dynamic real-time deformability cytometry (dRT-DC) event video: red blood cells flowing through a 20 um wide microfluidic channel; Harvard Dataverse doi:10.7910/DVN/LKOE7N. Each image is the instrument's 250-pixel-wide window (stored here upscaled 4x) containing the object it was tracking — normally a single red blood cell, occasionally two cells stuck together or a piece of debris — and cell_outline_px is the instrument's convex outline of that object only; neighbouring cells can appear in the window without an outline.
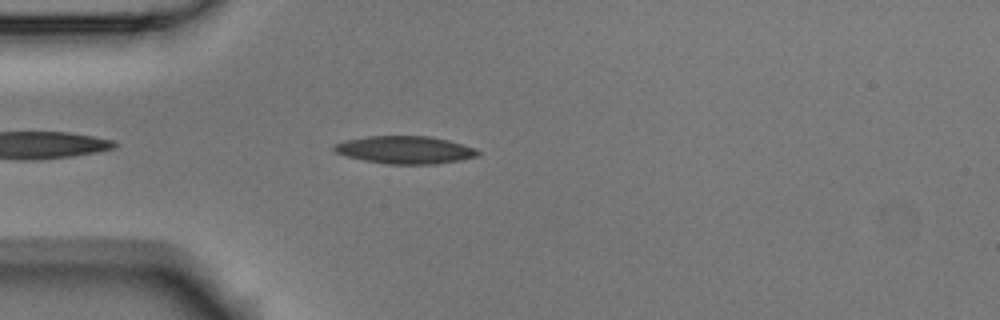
{"species": "Egyptian fruit bat (a non-hibernating species)", "species_latin": "Rousettus aegyptiacus", "temperature_condition": "room temperature", "stored_images_in_passage": 6, "camera_frame_rate_fps": 3000, "um_per_image_px": 0.085, "animal": {"sex": "male"}, "frame": {"image": 1, "passage_image": 4, "time_ms": 1.0, "image_size_px": [1000, 320], "cell_outline_px": [[480, 152], [476, 156], [460, 160], [436, 164], [388, 164], [364, 160], [348, 156], [336, 152], [332, 148], [332, 144], [348, 140], [368, 136], [428, 136], [448, 140], [464, 144], [476, 148]], "centroid_in_image_um": [34.45, 12.74], "position_along_channel_um": 50.6, "area_um2": 23.06}}
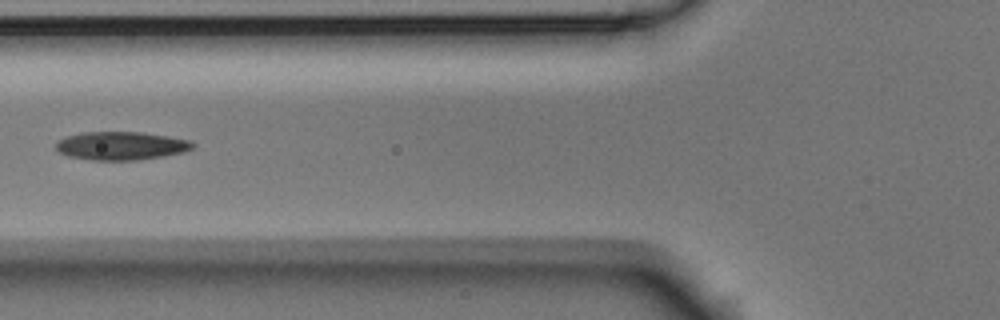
{"frame": {"image": 2, "passage_image": 6, "time_ms": 1.667, "image_size_px": [1000, 320], "cell_outline_px": [[196, 144], [192, 148], [184, 152], [164, 156], [136, 160], [92, 160], [68, 156], [60, 152], [56, 148], [56, 140], [68, 136], [84, 132], [144, 132], [168, 136], [188, 140]], "centroid_in_image_um": [10.3, 12.39], "position_along_channel_um": 115.5, "area_um2": 22.54}}